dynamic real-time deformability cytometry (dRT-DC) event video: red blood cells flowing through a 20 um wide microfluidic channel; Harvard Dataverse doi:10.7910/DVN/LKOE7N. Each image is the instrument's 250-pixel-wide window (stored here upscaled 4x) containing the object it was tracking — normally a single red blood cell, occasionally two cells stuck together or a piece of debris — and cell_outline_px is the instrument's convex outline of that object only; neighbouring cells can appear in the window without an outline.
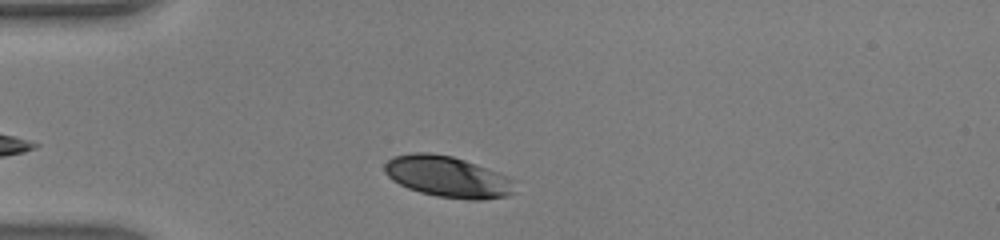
{"species": "human", "species_latin": "Homo sapiens", "temperature_condition": "warm", "stored_images_in_passage": 30, "camera_frame_rate_fps": 3000, "um_per_image_px": 0.085, "donor": {"sex": "male"}, "frame": {"image": 1, "passage_image": 3, "time_ms": 0.667, "image_size_px": [1000, 240], "cell_outline_px": [[516, 192], [508, 196], [484, 200], [468, 200], [436, 196], [420, 192], [408, 188], [392, 180], [384, 172], [384, 164], [392, 156], [412, 152], [428, 152], [452, 156], [476, 164], [508, 176], [516, 180]], "centroid_in_image_um": [38.08, 15.03], "position_along_channel_um": 46.9, "area_um2": 31.67}}
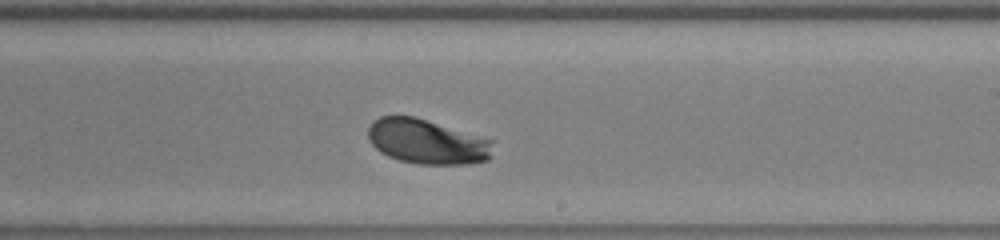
{"frame": {"image": 2, "passage_image": 19, "time_ms": 6.0, "image_size_px": [1000, 240], "cell_outline_px": [[492, 140], [488, 160], [464, 164], [416, 164], [400, 160], [388, 156], [380, 152], [368, 140], [368, 128], [372, 120], [380, 116], [416, 116]], "centroid_in_image_um": [36.23, 12.03], "position_along_channel_um": 252.8, "area_um2": 32.43}}
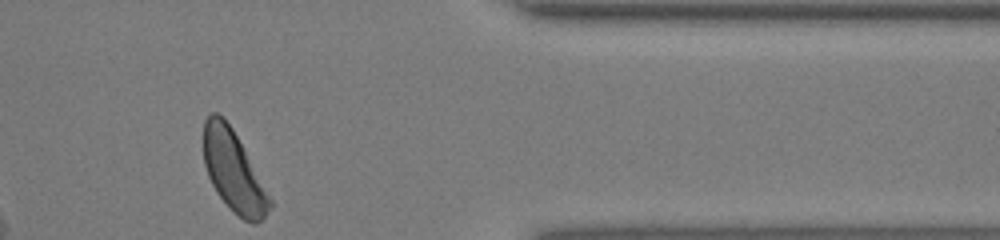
{"frame": {"image": 3, "passage_image": 30, "time_ms": 9.667, "image_size_px": [1000, 240], "cell_outline_px": [[272, 208], [256, 224], [252, 224], [244, 220], [232, 212], [216, 192], [208, 176], [204, 164], [204, 120], [212, 112], [216, 112], [224, 116], [232, 128], [272, 200]], "centroid_in_image_um": [19.84, 14.57], "position_along_channel_um": 391.6, "area_um2": 30.92}, "authors_computed_cell_mechanics": {"area_um2": 31.8189, "velocity_mm_per_s": 4.3106, "shape_relaxation_time_tau1_ms": 1.5337, "shape_relaxation_time_tau2_ms": null, "deformation_change_tau1": 0.1163, "deformation_change_tau2": null}}